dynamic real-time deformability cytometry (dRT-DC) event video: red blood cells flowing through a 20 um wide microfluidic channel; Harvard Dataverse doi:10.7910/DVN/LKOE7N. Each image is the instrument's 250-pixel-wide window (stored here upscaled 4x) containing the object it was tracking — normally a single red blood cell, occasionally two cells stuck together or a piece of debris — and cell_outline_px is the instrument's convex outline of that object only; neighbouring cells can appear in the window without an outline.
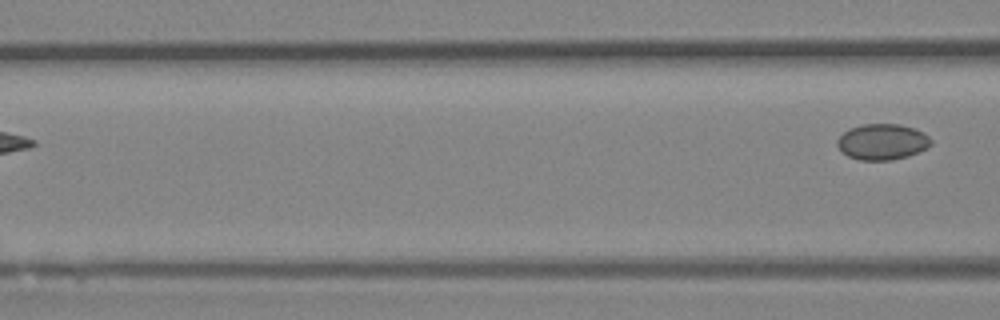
{"species": "Egyptian fruit bat (a non-hibernating species)", "species_latin": "Rousettus aegyptiacus", "temperature_condition": "room temperature", "stored_images_in_passage": 7, "segment_of_instrument_passage": [2, 2], "camera_frame_rate_fps": 3000, "um_per_image_px": 0.085, "animal": {"sex": "female"}, "frame": {"image": 1, "passage_image": 7, "time_ms": 6.667, "image_size_px": [1000, 320], "cell_outline_px": [[932, 144], [908, 156], [892, 160], [860, 160], [848, 156], [836, 144], [836, 140], [848, 128], [864, 124], [900, 124], [912, 128], [928, 136], [932, 140]], "centroid_in_image_um": [74.96, 12.05], "position_along_channel_um": 91.6, "area_um2": 19.36}}